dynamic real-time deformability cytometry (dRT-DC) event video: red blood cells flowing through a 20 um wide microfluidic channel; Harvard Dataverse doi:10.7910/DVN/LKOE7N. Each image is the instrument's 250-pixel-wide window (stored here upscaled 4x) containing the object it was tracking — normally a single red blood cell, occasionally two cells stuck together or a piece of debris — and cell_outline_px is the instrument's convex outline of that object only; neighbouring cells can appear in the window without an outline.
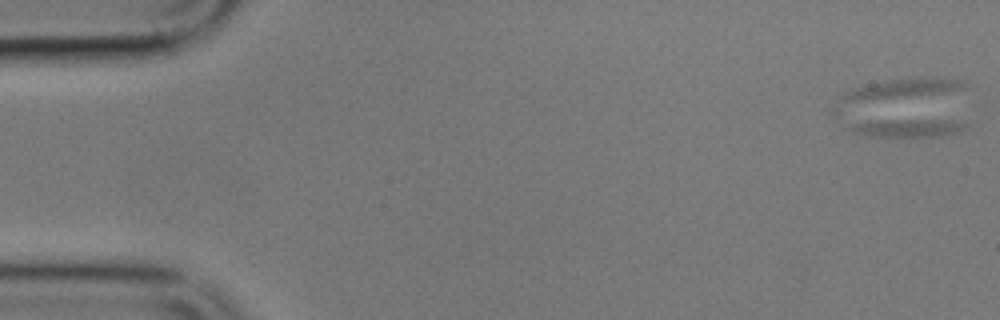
{"species": "common noctule bat (a hibernating species)", "species_latin": "Nyctalus noctula", "temperature_condition": "cold", "stored_images_in_passage": 2, "camera_frame_rate_fps": 3000, "um_per_image_px": 0.085, "animal": {"sex": "male", "body_mass_g": 17.9}, "frame": {"image": 1, "passage_image": 2, "time_ms": 1.0, "image_size_px": [1000, 320], "cell_outline_px": [[968, 128], [960, 132], [940, 136], [872, 136], [852, 132], [844, 128], [840, 124], [884, 120], [952, 120], [968, 124]], "centroid_in_image_um": [77.07, 10.86], "position_along_channel_um": 7.9, "area_um2": 12.37}}